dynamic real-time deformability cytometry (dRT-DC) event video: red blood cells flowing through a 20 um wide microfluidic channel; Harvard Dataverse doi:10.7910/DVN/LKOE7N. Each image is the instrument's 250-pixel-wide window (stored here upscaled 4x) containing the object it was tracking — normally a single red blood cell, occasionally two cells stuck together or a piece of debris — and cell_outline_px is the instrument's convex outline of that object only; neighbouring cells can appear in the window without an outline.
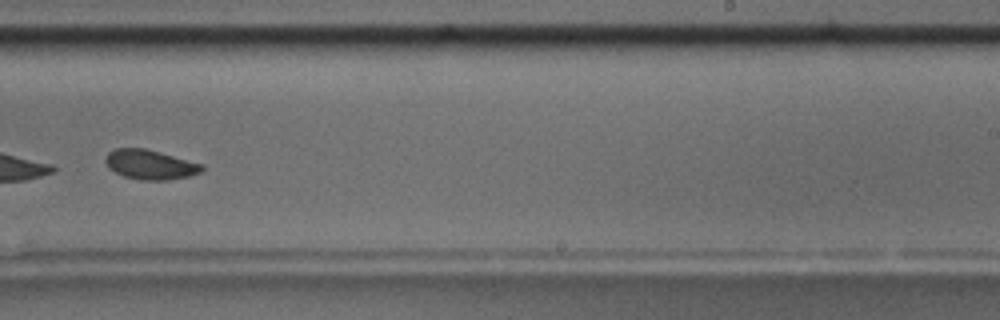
{"species": "common noctule bat (a hibernating species)", "species_latin": "Nyctalus noctula", "temperature_condition": "room temperature", "stored_images_in_passage": 12, "segment_of_instrument_passage": [2, 2], "camera_frame_rate_fps": 3000, "um_per_image_px": 0.085, "animal": {"sex": "male", "body_mass_g": 17.5, "forearm_length_mm": 52.3}, "frame": {"image": 1, "passage_image": 7, "time_ms": 7.667, "image_size_px": [1000, 320], "cell_outline_px": [[204, 168], [200, 172], [188, 176], [168, 180], [140, 180], [124, 176], [108, 168], [104, 160], [104, 156], [108, 152], [116, 148], [144, 148], [160, 152], [204, 164]], "centroid_in_image_um": [12.74, 13.98], "position_along_channel_um": 276.3, "area_um2": 16.7}}